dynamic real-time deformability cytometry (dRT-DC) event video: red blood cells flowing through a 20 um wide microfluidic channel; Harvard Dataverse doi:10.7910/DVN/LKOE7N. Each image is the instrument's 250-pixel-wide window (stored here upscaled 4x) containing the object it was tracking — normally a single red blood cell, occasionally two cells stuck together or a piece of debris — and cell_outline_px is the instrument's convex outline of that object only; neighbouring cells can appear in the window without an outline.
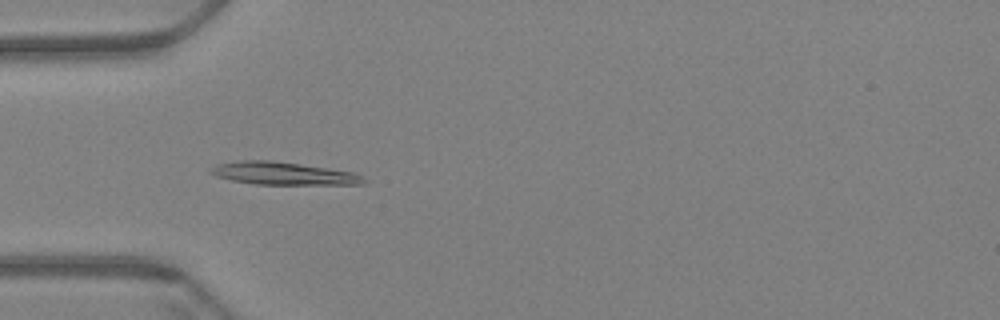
{"species": "Egyptian fruit bat (a non-hibernating species)", "species_latin": "Rousettus aegyptiacus", "temperature_condition": "warm", "stored_images_in_passage": 60, "camera_frame_rate_fps": 3000, "um_per_image_px": 0.085, "animal": {"sex": "female"}, "frame": {"image": 1, "passage_image": 19, "time_ms": 6.0, "image_size_px": [1000, 320], "cell_outline_px": [[368, 180], [364, 184], [256, 184], [232, 180], [216, 176], [208, 172], [208, 168], [216, 164], [240, 160], [268, 160], [300, 164], [352, 172]], "centroid_in_image_um": [24.0, 14.74], "position_along_channel_um": 61.0, "area_um2": 20.06}}
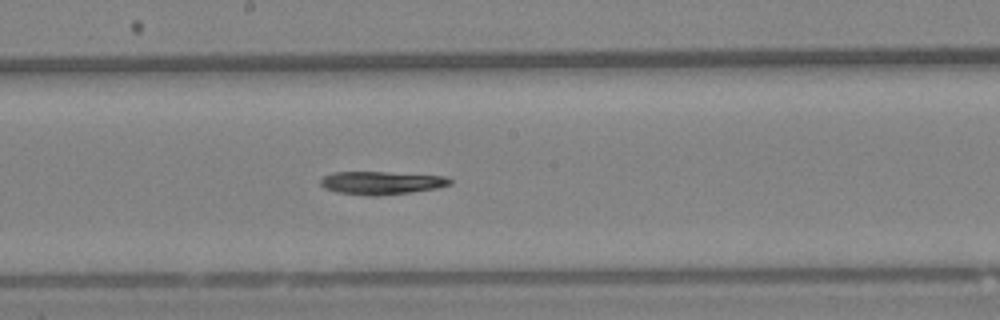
{"frame": {"image": 2, "passage_image": 33, "time_ms": 10.667, "image_size_px": [1000, 320], "cell_outline_px": [[452, 184], [436, 188], [412, 192], [376, 196], [368, 196], [336, 192], [324, 188], [320, 184], [320, 180], [324, 176], [332, 172], [388, 172], [444, 176], [452, 180]], "centroid_in_image_um": [32.4, 15.54], "position_along_channel_um": 215.8, "area_um2": 17.46}}
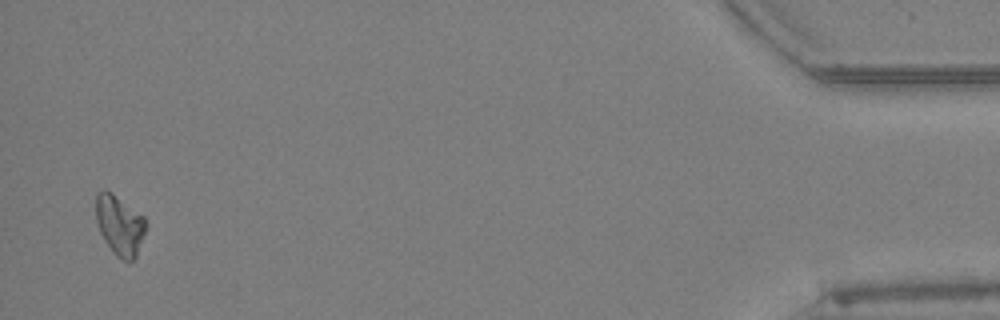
{"frame": {"image": 3, "passage_image": 59, "time_ms": 19.333, "image_size_px": [1000, 320], "cell_outline_px": [[148, 224], [136, 256], [132, 260], [120, 260], [112, 252], [104, 240], [100, 232], [96, 220], [96, 192], [104, 188], [112, 192], [144, 216]], "centroid_in_image_um": [10.17, 19.11], "position_along_channel_um": 425.0, "area_um2": 17.69}, "authors_computed_cell_mechanics": {"area_um2": 18.0625, "velocity_mm_per_s": 3.3934, "shape_relaxation_time_tau1_ms": 8.9449, "shape_relaxation_time_tau2_ms": null, "deformation_change_tau1": 0.2025, "deformation_change_tau2": null}}